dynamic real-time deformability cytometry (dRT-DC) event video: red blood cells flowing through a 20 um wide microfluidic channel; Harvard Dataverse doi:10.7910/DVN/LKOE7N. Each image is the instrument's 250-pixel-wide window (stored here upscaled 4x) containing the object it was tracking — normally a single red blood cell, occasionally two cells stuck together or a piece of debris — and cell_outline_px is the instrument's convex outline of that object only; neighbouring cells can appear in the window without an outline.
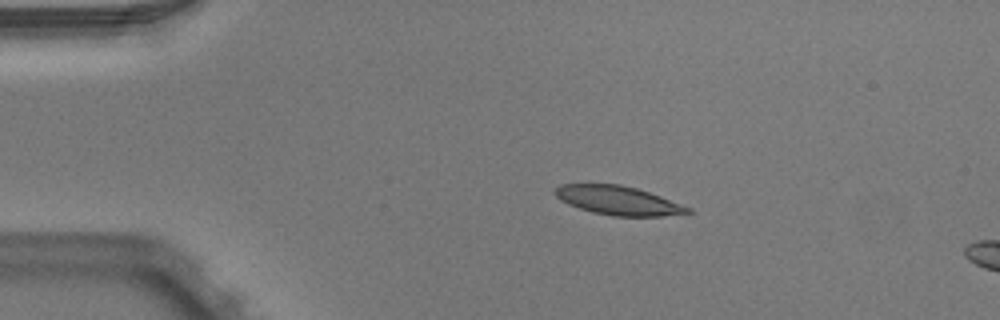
{"species": "Egyptian fruit bat (a non-hibernating species)", "species_latin": "Rousettus aegyptiacus", "temperature_condition": "warm", "stored_images_in_passage": 4, "camera_frame_rate_fps": 3000, "um_per_image_px": 0.085, "animal": {"sex": "male"}, "frame": {"image": 1, "passage_image": 2, "time_ms": 0.333, "image_size_px": [1000, 320], "cell_outline_px": [[692, 212], [664, 216], [612, 216], [592, 212], [568, 204], [560, 200], [556, 196], [556, 188], [560, 184], [620, 184], [636, 188], [660, 196], [692, 208]], "centroid_in_image_um": [52.55, 17.04], "position_along_channel_um": 32.4, "area_um2": 22.2}}